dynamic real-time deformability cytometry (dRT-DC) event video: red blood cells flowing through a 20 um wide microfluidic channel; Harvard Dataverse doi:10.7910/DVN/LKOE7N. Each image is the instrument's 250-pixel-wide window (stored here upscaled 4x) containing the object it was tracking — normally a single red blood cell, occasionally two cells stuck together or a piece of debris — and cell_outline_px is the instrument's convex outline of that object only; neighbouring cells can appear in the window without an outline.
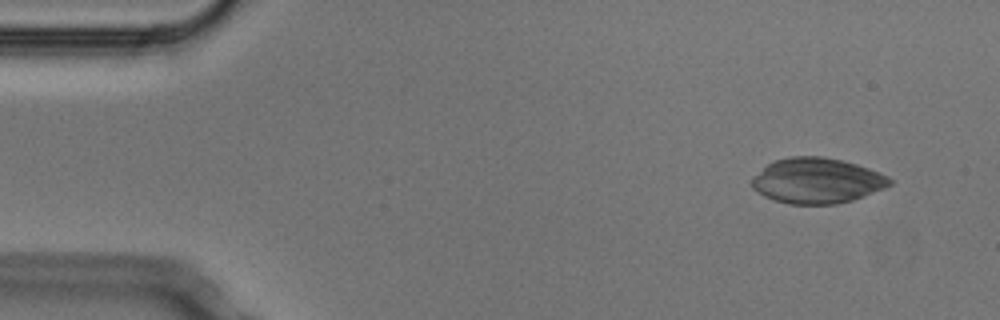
{"species": "Egyptian fruit bat (a non-hibernating species)", "species_latin": "Rousettus aegyptiacus", "temperature_condition": "cold", "stored_images_in_passage": 4, "camera_frame_rate_fps": 3000, "um_per_image_px": 0.085, "animal": {"sex": "male"}, "frame": {"image": 1, "passage_image": 1, "time_ms": 0.0, "image_size_px": [1000, 320], "cell_outline_px": [[892, 184], [884, 188], [852, 200], [836, 204], [788, 204], [764, 196], [756, 192], [752, 188], [752, 176], [768, 164], [776, 160], [792, 156], [824, 156], [856, 164], [868, 168], [888, 176], [892, 180]], "centroid_in_image_um": [69.42, 15.36], "position_along_channel_um": 15.6, "area_um2": 36.36}}